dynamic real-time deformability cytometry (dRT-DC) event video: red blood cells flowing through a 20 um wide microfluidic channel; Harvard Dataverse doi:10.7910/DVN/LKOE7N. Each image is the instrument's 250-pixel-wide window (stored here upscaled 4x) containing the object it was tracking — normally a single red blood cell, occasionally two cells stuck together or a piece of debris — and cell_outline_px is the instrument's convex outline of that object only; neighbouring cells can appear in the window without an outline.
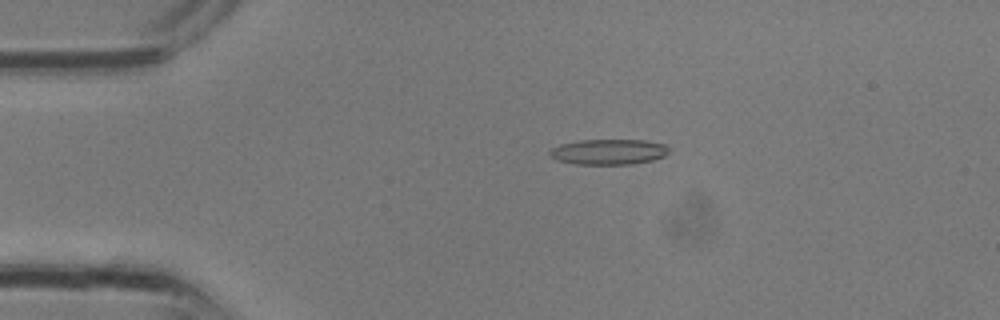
{"species": "common noctule bat (a hibernating species)", "species_latin": "Nyctalus noctula", "temperature_condition": "room temperature", "stored_images_in_passage": 3, "camera_frame_rate_fps": 3000, "um_per_image_px": 0.085, "animal": {"sex": "male", "body_mass_g": 13.3}, "frame": {"image": 1, "passage_image": 1, "time_ms": 0.0, "image_size_px": [1000, 320], "cell_outline_px": [[668, 152], [664, 156], [652, 160], [632, 164], [576, 164], [556, 160], [548, 152], [552, 148], [560, 144], [580, 140], [644, 140], [668, 144]], "centroid_in_image_um": [51.75, 12.9], "position_along_channel_um": 33.3, "area_um2": 17.69}}